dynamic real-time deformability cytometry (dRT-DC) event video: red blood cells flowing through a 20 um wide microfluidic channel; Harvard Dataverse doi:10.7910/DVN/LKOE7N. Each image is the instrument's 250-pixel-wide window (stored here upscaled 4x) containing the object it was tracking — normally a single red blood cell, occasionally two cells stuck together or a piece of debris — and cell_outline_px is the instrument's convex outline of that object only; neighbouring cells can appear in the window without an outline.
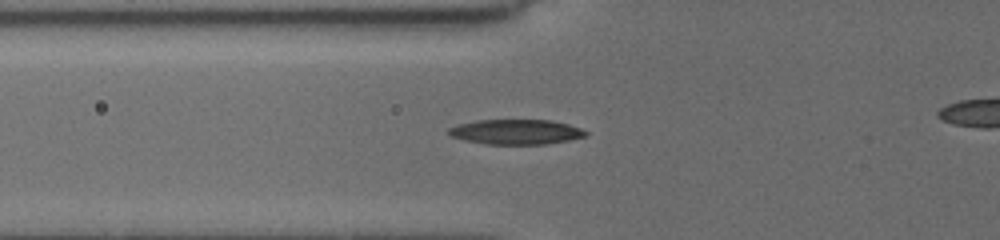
{"species": "common noctule bat (a hibernating species)", "species_latin": "Nyctalus noctula", "temperature_condition": "cold", "stored_images_in_passage": 31, "camera_frame_rate_fps": 3000, "um_per_image_px": 0.085, "animal": {"sex": "female", "body_mass_g": 19.5, "forearm_length_mm": 54.1}, "frame": {"image": 1, "passage_image": 10, "time_ms": 7.0, "image_size_px": [1000, 240], "cell_outline_px": [[588, 132], [584, 136], [568, 140], [548, 144], [488, 144], [464, 140], [448, 136], [448, 128], [460, 124], [476, 120], [552, 120], [568, 124], [580, 128]], "centroid_in_image_um": [43.83, 11.21], "position_along_channel_um": 82.0, "area_um2": 19.88}}
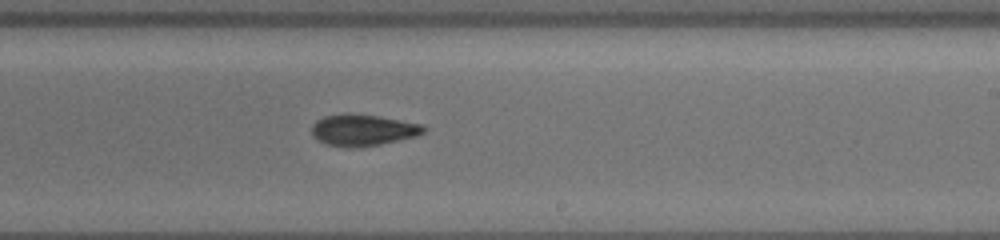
{"frame": {"image": 2, "passage_image": 19, "time_ms": 11.667, "image_size_px": [1000, 240], "cell_outline_px": [[428, 128], [424, 132], [416, 136], [380, 144], [360, 148], [348, 148], [324, 144], [312, 132], [312, 124], [316, 120], [324, 116], [380, 116], [424, 124]], "centroid_in_image_um": [30.91, 11.1], "position_along_channel_um": 258.1, "area_um2": 20.06}}
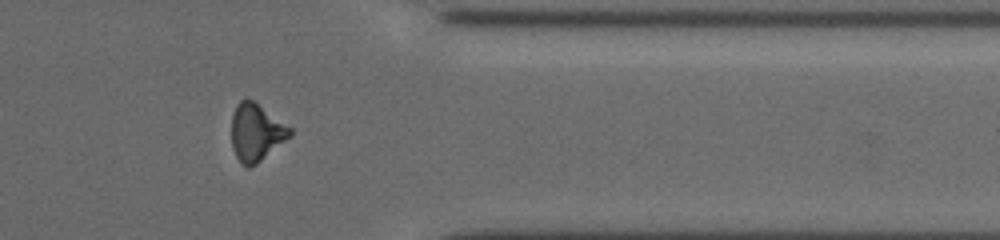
{"frame": {"image": 3, "passage_image": 27, "time_ms": 15.333, "image_size_px": [1000, 240], "cell_outline_px": [[292, 136], [256, 164], [248, 168], [236, 156], [232, 148], [232, 116], [236, 104], [240, 100], [252, 100], [292, 128]], "centroid_in_image_um": [21.78, 11.26], "position_along_channel_um": 389.6, "area_um2": 19.31}}